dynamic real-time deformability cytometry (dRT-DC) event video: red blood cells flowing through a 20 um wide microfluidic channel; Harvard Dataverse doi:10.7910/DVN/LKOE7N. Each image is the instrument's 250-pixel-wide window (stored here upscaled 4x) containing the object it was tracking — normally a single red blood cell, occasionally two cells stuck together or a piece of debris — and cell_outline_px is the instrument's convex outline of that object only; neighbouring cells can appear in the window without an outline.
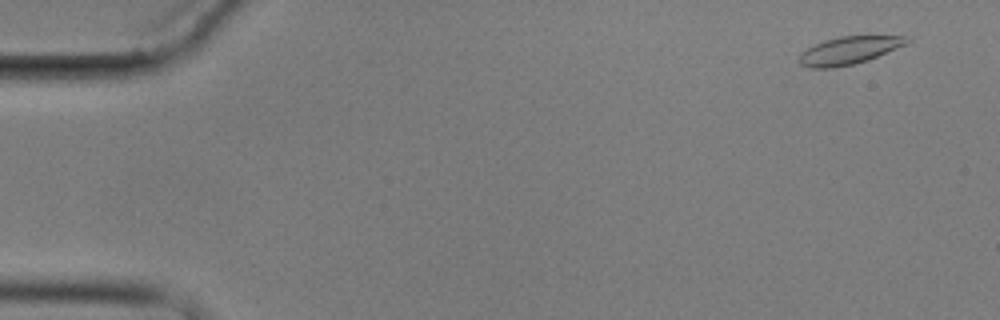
{"species": "common noctule bat (a hibernating species)", "species_latin": "Nyctalus noctula", "temperature_condition": "cold", "stored_images_in_passage": 5, "camera_frame_rate_fps": 3000, "um_per_image_px": 0.085, "animal": {"sex": "male", "body_mass_g": 17.9}, "frame": {"image": 1, "passage_image": 1, "time_ms": 0.0, "image_size_px": [1000, 320], "cell_outline_px": [[912, 40], [908, 44], [868, 60], [852, 64], [832, 68], [808, 68], [800, 64], [796, 60], [800, 52], [812, 44], [824, 40], [840, 36], [908, 36]], "centroid_in_image_um": [72.13, 4.28], "position_along_channel_um": 12.9, "area_um2": 17.74}}
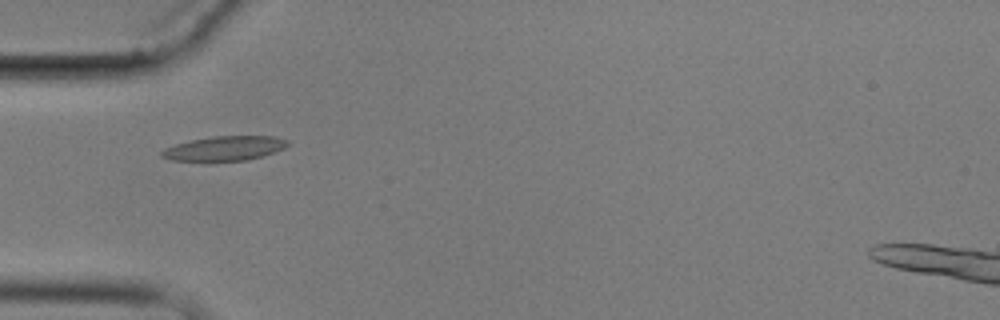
{"frame": {"image": 2, "passage_image": 4, "time_ms": 5.0, "image_size_px": [1000, 320], "cell_outline_px": [[292, 144], [284, 148], [264, 156], [248, 160], [212, 164], [204, 164], [172, 160], [160, 156], [160, 152], [164, 148], [176, 144], [192, 140], [212, 136], [276, 136], [288, 140]], "centroid_in_image_um": [19.06, 12.67], "position_along_channel_um": 65.9, "area_um2": 19.13}}
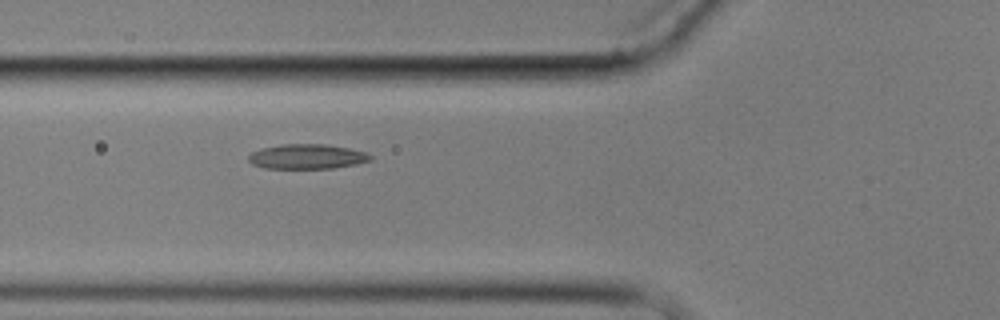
{"frame": {"image": 3, "passage_image": 5, "time_ms": 6.0, "image_size_px": [1000, 320], "cell_outline_px": [[372, 160], [356, 164], [332, 168], [264, 168], [252, 164], [248, 160], [248, 156], [252, 152], [260, 148], [280, 144], [324, 144], [348, 148], [364, 152], [372, 156]], "centroid_in_image_um": [26.06, 13.3], "position_along_channel_um": 99.7, "area_um2": 17.57}}